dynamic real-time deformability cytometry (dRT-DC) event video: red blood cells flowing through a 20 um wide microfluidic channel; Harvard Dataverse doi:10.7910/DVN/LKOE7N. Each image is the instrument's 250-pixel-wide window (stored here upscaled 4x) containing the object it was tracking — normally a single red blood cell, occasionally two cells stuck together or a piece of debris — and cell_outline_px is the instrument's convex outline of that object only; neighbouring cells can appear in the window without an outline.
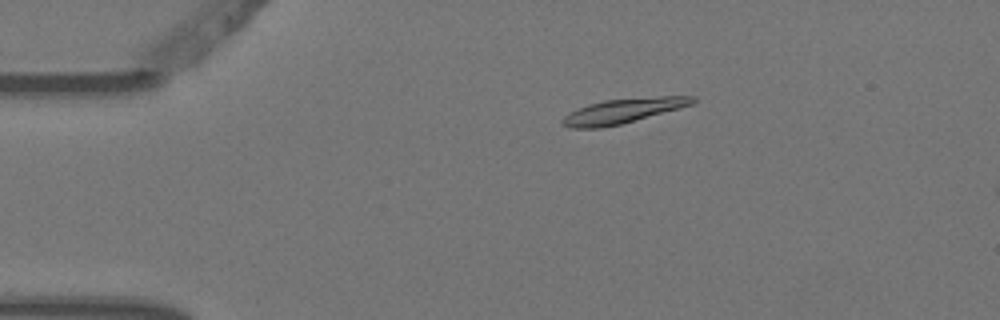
{"species": "Egyptian fruit bat (a non-hibernating species)", "species_latin": "Rousettus aegyptiacus", "temperature_condition": "warm", "stored_images_in_passage": 4, "camera_frame_rate_fps": 3000, "um_per_image_px": 0.085, "animal": {"sex": "female"}, "frame": {"image": 1, "passage_image": 3, "time_ms": 0.667, "image_size_px": [1000, 320], "cell_outline_px": [[696, 100], [692, 104], [680, 108], [620, 124], [600, 128], [568, 128], [560, 124], [560, 120], [564, 116], [588, 104], [604, 100], [660, 96], [696, 96]], "centroid_in_image_um": [52.93, 9.43], "position_along_channel_um": 32.1, "area_um2": 18.61}}